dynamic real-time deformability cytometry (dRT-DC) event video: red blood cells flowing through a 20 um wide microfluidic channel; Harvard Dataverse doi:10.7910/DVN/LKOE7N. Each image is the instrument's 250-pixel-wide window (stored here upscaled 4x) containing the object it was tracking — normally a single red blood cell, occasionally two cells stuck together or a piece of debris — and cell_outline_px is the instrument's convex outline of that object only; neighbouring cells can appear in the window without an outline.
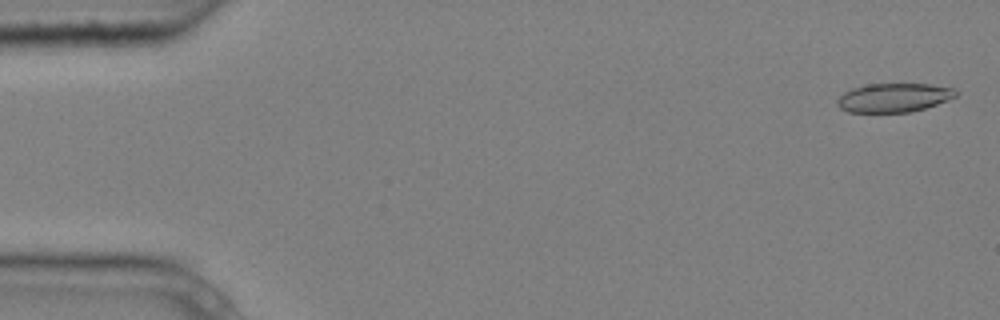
{"species": "common noctule bat (a hibernating species)", "species_latin": "Nyctalus noctula", "temperature_condition": "cold", "stored_images_in_passage": 2, "camera_frame_rate_fps": 3000, "um_per_image_px": 0.085, "animal": {"sex": "male", "body_mass_g": 20.4}, "frame": {"image": 1, "passage_image": 1, "time_ms": 0.0, "image_size_px": [1000, 320], "cell_outline_px": [[960, 92], [956, 96], [948, 100], [912, 112], [848, 112], [840, 108], [836, 104], [836, 100], [844, 92], [852, 88], [868, 84], [932, 84], [956, 88]], "centroid_in_image_um": [76.0, 8.29], "position_along_channel_um": 9.0, "area_um2": 20.11}}